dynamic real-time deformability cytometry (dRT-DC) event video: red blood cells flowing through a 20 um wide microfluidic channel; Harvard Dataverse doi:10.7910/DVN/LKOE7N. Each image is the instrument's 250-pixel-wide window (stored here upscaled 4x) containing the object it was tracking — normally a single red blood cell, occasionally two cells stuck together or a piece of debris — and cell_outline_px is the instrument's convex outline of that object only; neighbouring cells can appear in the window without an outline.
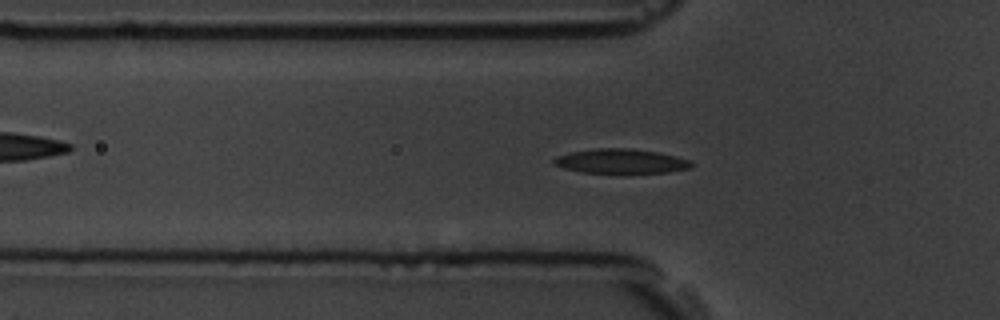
{"species": "common noctule bat (a hibernating species)", "species_latin": "Nyctalus noctula", "temperature_condition": "room temperature", "stored_images_in_passage": 50, "camera_frame_rate_fps": 3000, "um_per_image_px": 0.085, "animal": {"sex": "male", "body_mass_g": 19.5, "forearm_length_mm": 54.6}, "frame": {"image": 1, "passage_image": 11, "time_ms": 3.333, "image_size_px": [1000, 320], "cell_outline_px": [[692, 168], [668, 172], [624, 176], [580, 172], [564, 168], [556, 164], [552, 160], [556, 156], [572, 152], [596, 148], [628, 148], [660, 152], [676, 156], [688, 160], [692, 164]], "centroid_in_image_um": [52.81, 13.75], "position_along_channel_um": 73.0, "area_um2": 20.58}}
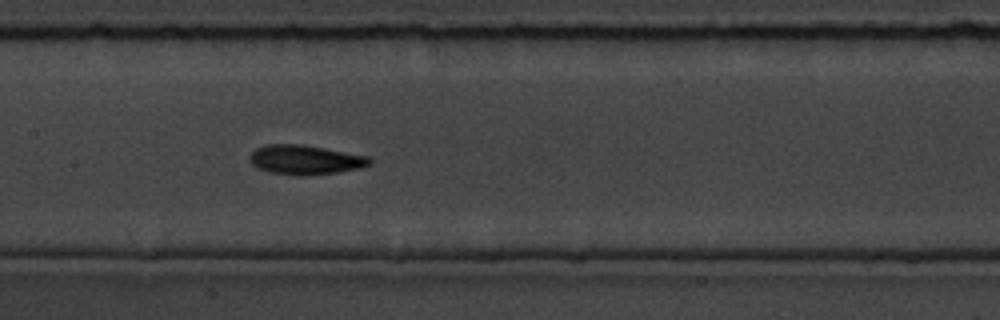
{"frame": {"image": 2, "passage_image": 20, "time_ms": 6.333, "image_size_px": [1000, 320], "cell_outline_px": [[372, 164], [360, 168], [336, 172], [304, 176], [296, 176], [268, 172], [256, 168], [248, 160], [248, 156], [256, 148], [268, 144], [300, 144], [324, 148], [368, 156], [372, 160]], "centroid_in_image_um": [25.9, 13.59], "position_along_channel_um": 181.5, "area_um2": 20.75}}
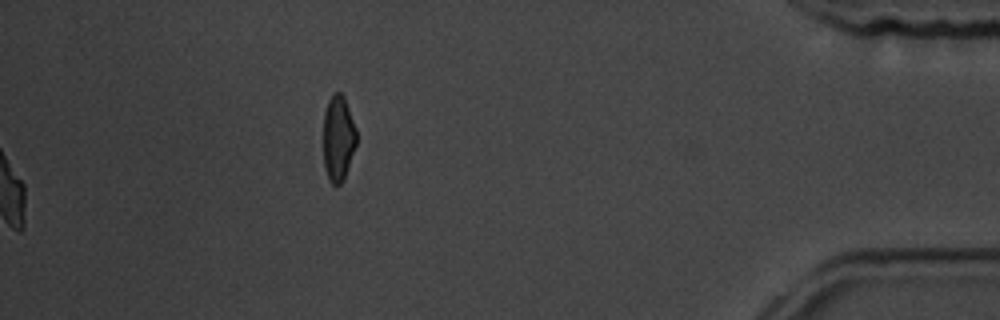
{"frame": {"image": 3, "passage_image": 50, "time_ms": 16.333, "image_size_px": [1000, 320], "cell_outline_px": [[356, 144], [344, 180], [336, 188], [328, 180], [324, 168], [324, 112], [328, 100], [332, 92], [340, 92], [344, 96], [356, 128]], "centroid_in_image_um": [28.74, 11.77], "position_along_channel_um": 406.5, "area_um2": 16.76}, "authors_computed_cell_mechanics": {"area_um2": 18.9584, "velocity_mm_per_s": 3.6073, "shape_relaxation_time_tau1_ms": 4.4472, "shape_relaxation_time_tau2_ms": 5.5519, "deformation_change_tau1": 0.1438, "deformation_change_tau2": 0.1326}}